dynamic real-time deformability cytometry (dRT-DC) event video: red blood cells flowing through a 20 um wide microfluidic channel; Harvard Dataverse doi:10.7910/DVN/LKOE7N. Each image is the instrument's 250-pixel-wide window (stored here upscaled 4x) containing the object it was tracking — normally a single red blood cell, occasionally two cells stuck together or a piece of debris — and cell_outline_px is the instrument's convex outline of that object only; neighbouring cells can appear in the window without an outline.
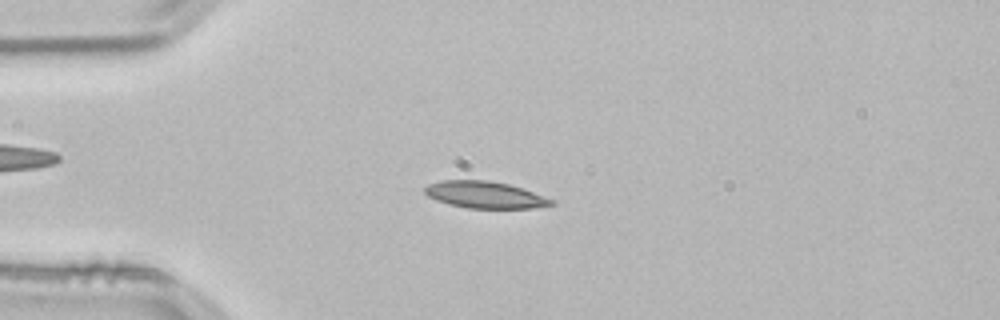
{"species": "common noctule bat (a hibernating species)", "species_latin": "Nyctalus noctula", "temperature_condition": "room temperature", "stored_images_in_passage": 50, "camera_frame_rate_fps": 3000, "um_per_image_px": 0.085, "animal": {"sex": "male", "body_mass_g": 21.5, "forearm_length_mm": 52.0}, "frame": {"image": 1, "passage_image": 10, "time_ms": 3.0, "image_size_px": [1000, 320], "cell_outline_px": [[556, 204], [532, 208], [468, 208], [448, 204], [436, 200], [428, 196], [424, 192], [424, 188], [428, 184], [440, 180], [488, 180], [508, 184], [524, 188], [556, 200]], "centroid_in_image_um": [41.25, 16.55], "position_along_channel_um": 43.8, "area_um2": 20.0}}
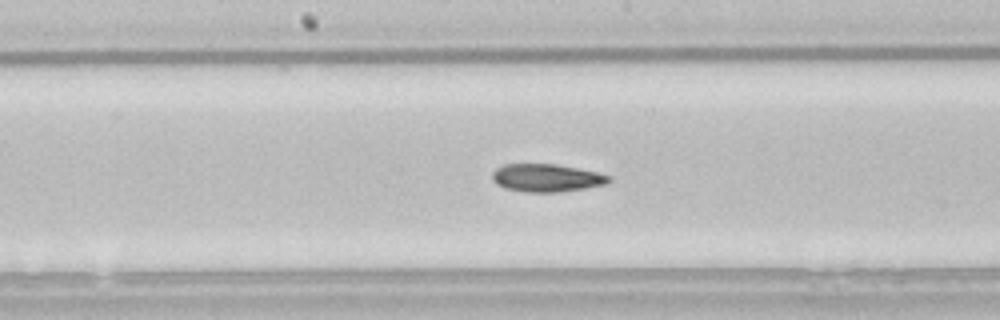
{"frame": {"image": 2, "passage_image": 24, "time_ms": 7.667, "image_size_px": [1000, 320], "cell_outline_px": [[612, 180], [604, 184], [584, 188], [560, 192], [524, 192], [504, 188], [496, 184], [492, 180], [492, 172], [496, 168], [504, 164], [556, 164], [596, 172], [612, 176]], "centroid_in_image_um": [46.42, 15.12], "position_along_channel_um": 201.8, "area_um2": 18.96}}
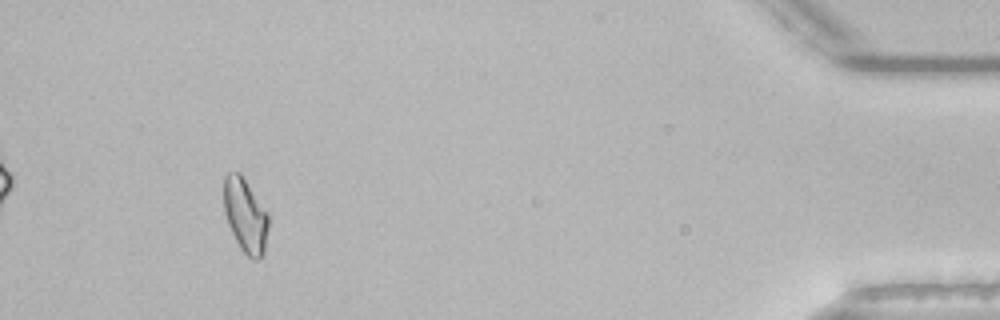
{"frame": {"image": 3, "passage_image": 46, "time_ms": 15.0, "image_size_px": [1000, 320], "cell_outline_px": [[268, 224], [264, 252], [256, 260], [252, 260], [240, 248], [228, 224], [224, 212], [224, 176], [228, 172], [240, 172], [268, 212]], "centroid_in_image_um": [20.85, 18.29], "position_along_channel_um": 414.4, "area_um2": 19.19}, "authors_computed_cell_mechanics": {"area_um2": 19.1029, "velocity_mm_per_s": 3.8297, "shape_relaxation_time_tau1_ms": 5.164, "shape_relaxation_time_tau2_ms": 5.3761, "deformation_change_tau1": 0.1491, "deformation_change_tau2": 0.1309}}